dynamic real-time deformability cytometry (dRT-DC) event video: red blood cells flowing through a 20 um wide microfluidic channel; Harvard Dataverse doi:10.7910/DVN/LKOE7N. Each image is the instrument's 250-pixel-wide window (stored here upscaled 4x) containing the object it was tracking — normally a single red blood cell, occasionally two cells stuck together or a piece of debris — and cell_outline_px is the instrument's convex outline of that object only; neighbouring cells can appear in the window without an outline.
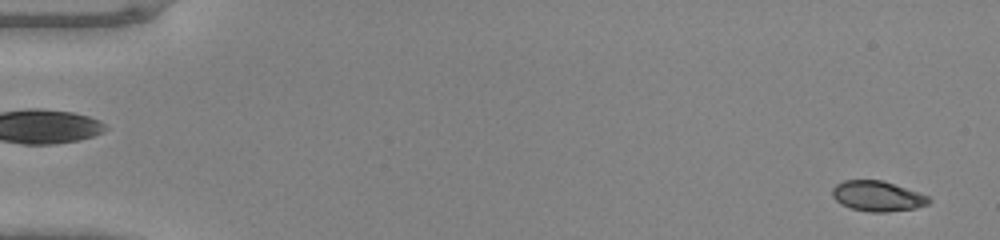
{"species": "common noctule bat (a hibernating species)", "species_latin": "Nyctalus noctula", "temperature_condition": "warm", "stored_images_in_passage": 48, "camera_frame_rate_fps": 3000, "um_per_image_px": 0.085, "animal": {"sex": "male", "body_mass_g": 20.0, "forearm_length_mm": 53.3}, "frame": {"image": 1, "passage_image": 2, "time_ms": 0.333, "image_size_px": [1000, 240], "cell_outline_px": [[932, 200], [928, 204], [916, 208], [888, 212], [868, 212], [852, 208], [840, 204], [832, 196], [832, 188], [836, 184], [844, 180], [884, 180], [928, 196]], "centroid_in_image_um": [74.58, 16.67], "position_along_channel_um": 10.4, "area_um2": 17.11}}
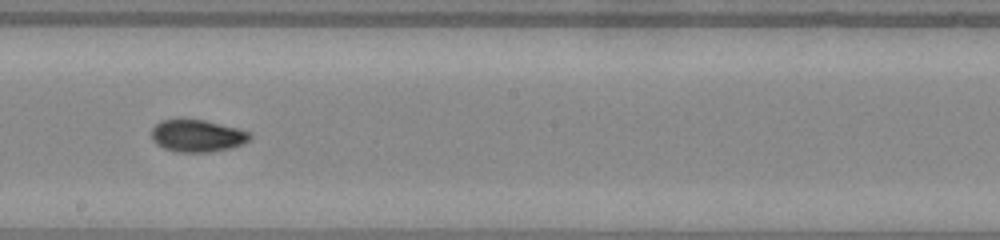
{"frame": {"image": 2, "passage_image": 28, "time_ms": 9.0, "image_size_px": [1000, 240], "cell_outline_px": [[252, 136], [248, 140], [232, 148], [212, 152], [176, 152], [164, 148], [156, 144], [152, 140], [152, 128], [160, 120], [204, 120], [252, 132]], "centroid_in_image_um": [16.76, 11.56], "position_along_channel_um": 231.4, "area_um2": 18.38}}
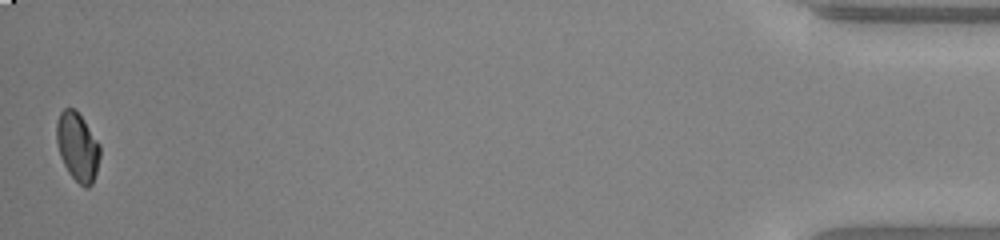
{"frame": {"image": 3, "passage_image": 48, "time_ms": 15.667, "image_size_px": [1000, 240], "cell_outline_px": [[100, 156], [96, 172], [92, 184], [88, 188], [84, 188], [68, 172], [60, 156], [56, 140], [56, 124], [60, 112], [64, 108], [72, 108], [84, 120], [100, 144]], "centroid_in_image_um": [6.59, 12.49], "position_along_channel_um": 428.6, "area_um2": 17.28}}